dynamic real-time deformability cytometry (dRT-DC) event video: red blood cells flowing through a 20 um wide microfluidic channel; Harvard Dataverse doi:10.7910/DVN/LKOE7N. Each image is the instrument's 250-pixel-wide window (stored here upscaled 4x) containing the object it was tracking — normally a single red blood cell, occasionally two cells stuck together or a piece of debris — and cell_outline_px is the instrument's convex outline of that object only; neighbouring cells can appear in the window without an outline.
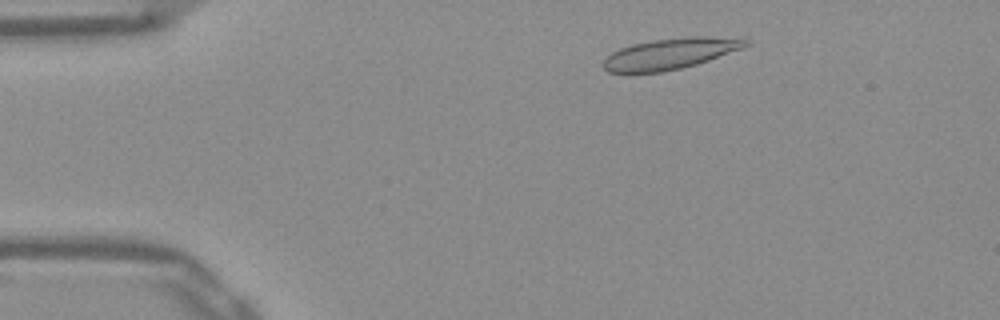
{"species": "Egyptian fruit bat (a non-hibernating species)", "species_latin": "Rousettus aegyptiacus", "temperature_condition": "warm", "stored_images_in_passage": 49, "camera_frame_rate_fps": 3000, "um_per_image_px": 0.085, "frame": {"image": 1, "passage_image": 6, "time_ms": 1.667, "image_size_px": [1000, 320], "cell_outline_px": [[752, 44], [744, 48], [696, 64], [680, 68], [660, 72], [628, 76], [624, 76], [608, 72], [604, 68], [604, 60], [612, 52], [620, 48], [632, 44], [652, 40], [688, 36], [704, 36], [752, 40]], "centroid_in_image_um": [56.91, 4.6], "position_along_channel_um": 28.1, "area_um2": 26.3}}
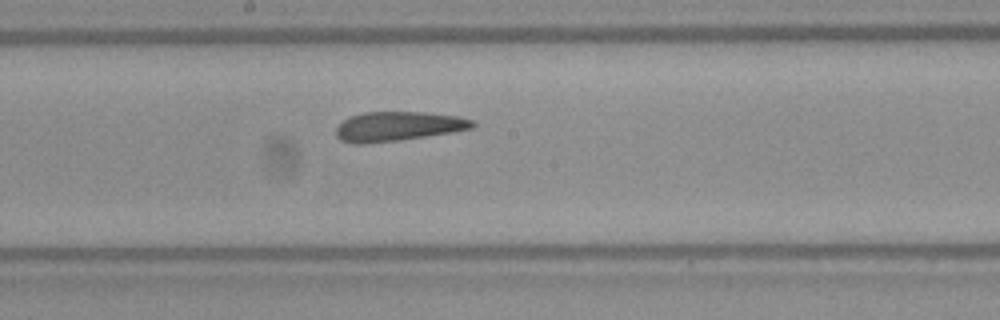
{"frame": {"image": 2, "passage_image": 25, "time_ms": 8.0, "image_size_px": [1000, 320], "cell_outline_px": [[476, 124], [472, 128], [452, 132], [396, 140], [364, 144], [352, 144], [340, 140], [336, 136], [336, 128], [348, 116], [364, 112], [424, 112], [460, 116], [472, 120]], "centroid_in_image_um": [33.8, 10.73], "position_along_channel_um": 214.4, "area_um2": 23.35}}
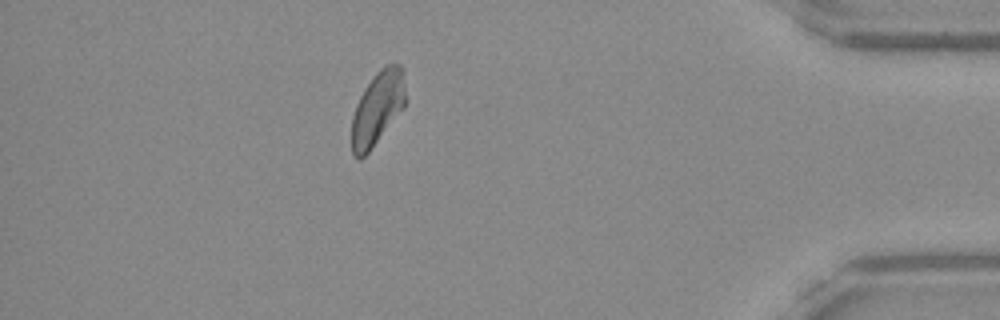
{"frame": {"image": 3, "passage_image": 43, "time_ms": 14.0, "image_size_px": [1000, 320], "cell_outline_px": [[404, 108], [368, 152], [360, 160], [356, 160], [352, 152], [352, 116], [356, 104], [364, 88], [372, 76], [384, 64], [400, 64], [404, 68]], "centroid_in_image_um": [32.08, 9.17], "position_along_channel_um": 403.1, "area_um2": 23.12}, "authors_computed_cell_mechanics": {"area_um2": 24.1026, "velocity_mm_per_s": 3.885, "shape_relaxation_time_tau1_ms": null, "shape_relaxation_time_tau2_ms": 2.0327, "deformation_change_tau1": null, "deformation_change_tau2": 0.0749}}